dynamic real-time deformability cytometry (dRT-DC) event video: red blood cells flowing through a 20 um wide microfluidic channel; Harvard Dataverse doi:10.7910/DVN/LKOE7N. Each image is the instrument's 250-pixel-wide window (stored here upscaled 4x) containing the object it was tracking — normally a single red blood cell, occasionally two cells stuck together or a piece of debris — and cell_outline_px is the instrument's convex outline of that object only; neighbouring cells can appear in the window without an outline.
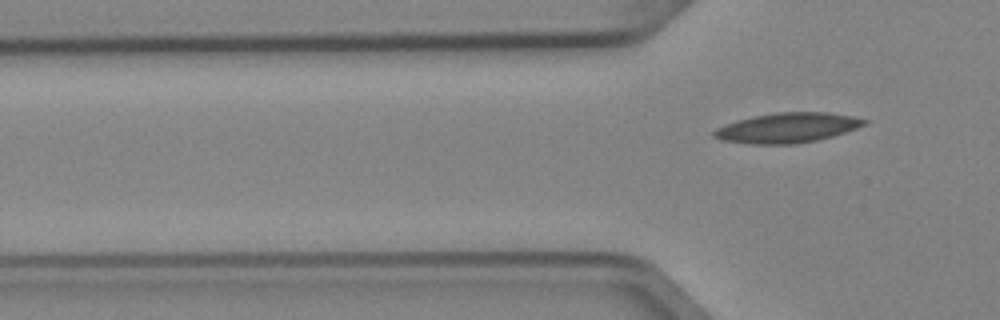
{"species": "Egyptian fruit bat (a non-hibernating species)", "species_latin": "Rousettus aegyptiacus", "temperature_condition": "cold", "stored_images_in_passage": 5, "camera_frame_rate_fps": 3000, "um_per_image_px": 0.085, "animal": {"sex": "female"}, "frame": {"image": 1, "passage_image": 5, "time_ms": 1.333, "image_size_px": [1000, 320], "cell_outline_px": [[868, 124], [832, 136], [816, 140], [796, 144], [748, 144], [724, 140], [712, 136], [712, 132], [716, 128], [736, 120], [752, 116], [776, 112], [828, 112], [852, 116], [868, 120]], "centroid_in_image_um": [66.92, 10.86], "position_along_channel_um": 58.9, "area_um2": 26.24}}